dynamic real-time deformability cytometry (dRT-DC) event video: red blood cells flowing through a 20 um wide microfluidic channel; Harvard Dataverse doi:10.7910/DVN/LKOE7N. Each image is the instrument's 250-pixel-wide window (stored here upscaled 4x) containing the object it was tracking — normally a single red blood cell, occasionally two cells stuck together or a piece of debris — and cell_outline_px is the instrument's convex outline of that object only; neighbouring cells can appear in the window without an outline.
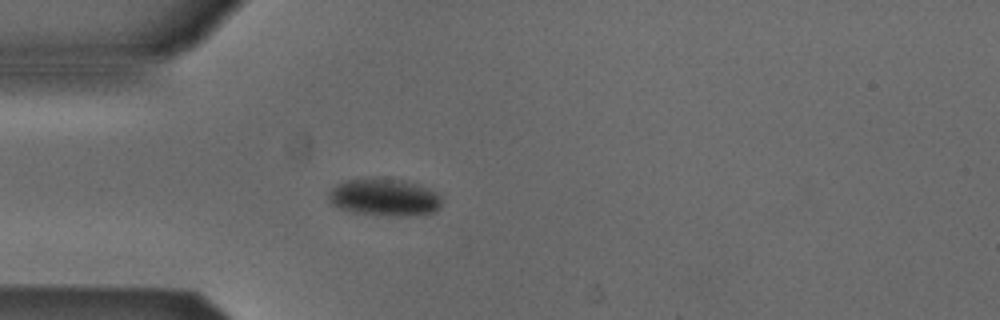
{"species": "Egyptian fruit bat (a non-hibernating species)", "species_latin": "Rousettus aegyptiacus", "temperature_condition": "cold", "stored_images_in_passage": 52, "camera_frame_rate_fps": 3000, "um_per_image_px": 0.085, "animal": {"sex": "male"}, "frame": {"image": 1, "passage_image": 14, "time_ms": 4.333, "image_size_px": [1000, 320], "cell_outline_px": [[444, 200], [440, 208], [436, 212], [408, 216], [388, 216], [348, 212], [332, 204], [328, 200], [328, 192], [336, 184], [344, 180], [404, 180], [416, 184], [436, 192]], "centroid_in_image_um": [32.68, 16.82], "position_along_channel_um": 52.3, "area_um2": 24.51}}
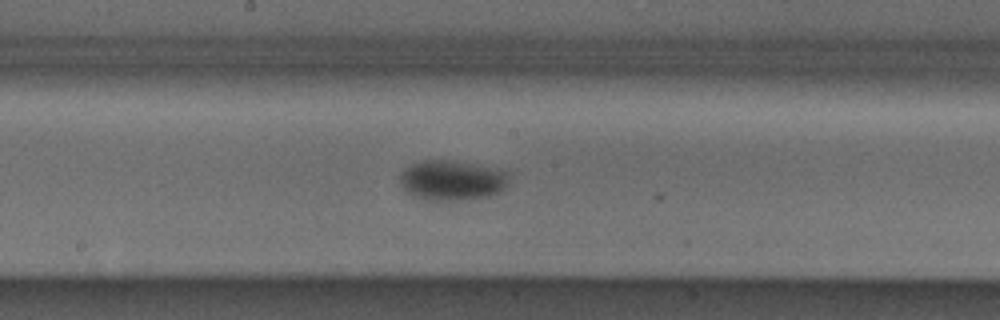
{"frame": {"image": 2, "passage_image": 27, "time_ms": 8.667, "image_size_px": [1000, 320], "cell_outline_px": [[508, 184], [500, 192], [488, 196], [468, 200], [424, 200], [412, 196], [400, 184], [400, 172], [404, 168], [420, 160], [452, 160], [472, 164], [504, 172], [508, 176]], "centroid_in_image_um": [38.35, 15.34], "position_along_channel_um": 209.8, "area_um2": 25.37}}
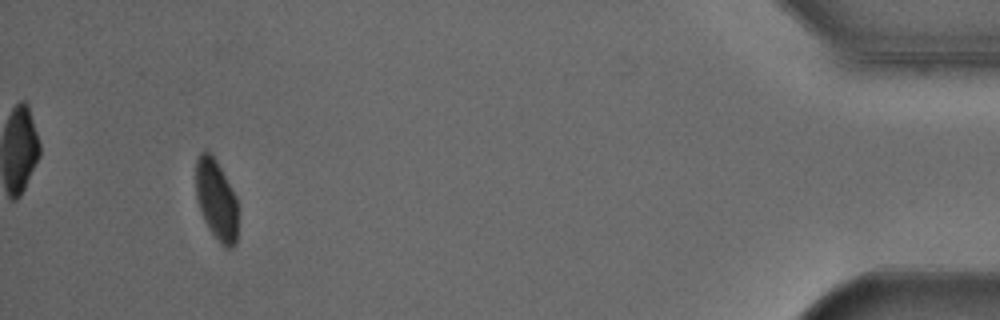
{"frame": {"image": 3, "passage_image": 49, "time_ms": 16.0, "image_size_px": [1000, 320], "cell_outline_px": [[236, 244], [232, 248], [224, 248], [220, 244], [208, 228], [204, 220], [196, 200], [196, 160], [200, 152], [204, 148], [216, 160], [236, 196]], "centroid_in_image_um": [18.36, 16.99], "position_along_channel_um": 416.8, "area_um2": 19.71}, "authors_computed_cell_mechanics": {"area_um2": 23.0911, "velocity_mm_per_s": 3.8402, "shape_relaxation_time_tau1_ms": 5.8704, "shape_relaxation_time_tau2_ms": 4.1454, "deformation_change_tau1": 0.0829, "deformation_change_tau2": 0.0362}}